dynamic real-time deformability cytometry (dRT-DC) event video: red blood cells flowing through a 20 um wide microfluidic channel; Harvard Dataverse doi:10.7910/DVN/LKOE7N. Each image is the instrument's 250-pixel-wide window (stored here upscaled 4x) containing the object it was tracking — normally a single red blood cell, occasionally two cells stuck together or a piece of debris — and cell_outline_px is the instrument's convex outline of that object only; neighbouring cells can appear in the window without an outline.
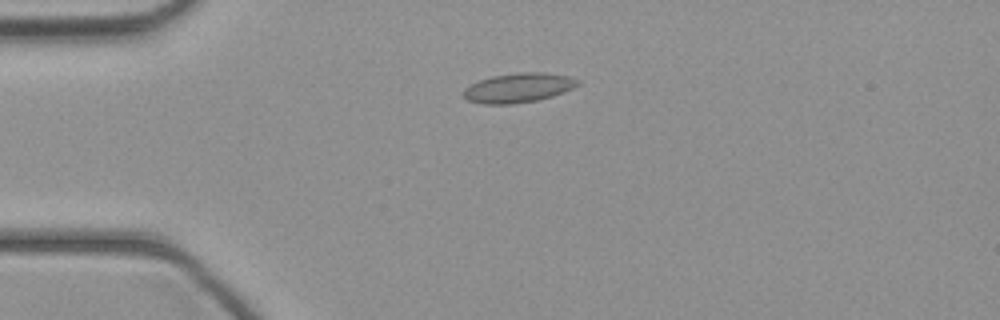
{"species": "common noctule bat (a hibernating species)", "species_latin": "Nyctalus noctula", "temperature_condition": "cold", "stored_images_in_passage": 36, "camera_frame_rate_fps": 3000, "um_per_image_px": 0.085, "animal": {"sex": "female", "body_mass_g": 21.9}, "frame": {"image": 1, "passage_image": 3, "time_ms": 0.667, "image_size_px": [1000, 320], "cell_outline_px": [[580, 84], [564, 92], [552, 96], [536, 100], [512, 104], [484, 104], [468, 100], [464, 96], [464, 88], [480, 80], [492, 76], [520, 72], [544, 72], [568, 76], [580, 80]], "centroid_in_image_um": [44.09, 7.46], "position_along_channel_um": 40.9, "area_um2": 19.48}}
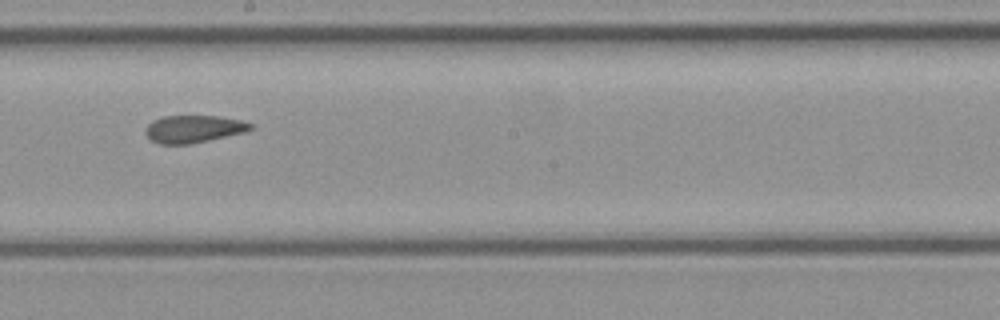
{"frame": {"image": 2, "passage_image": 17, "time_ms": 5.333, "image_size_px": [1000, 320], "cell_outline_px": [[252, 128], [244, 132], [192, 144], [160, 144], [152, 140], [144, 132], [148, 124], [152, 120], [164, 116], [220, 116], [240, 120], [252, 124]], "centroid_in_image_um": [16.43, 10.96], "position_along_channel_um": 231.8, "area_um2": 16.7}}
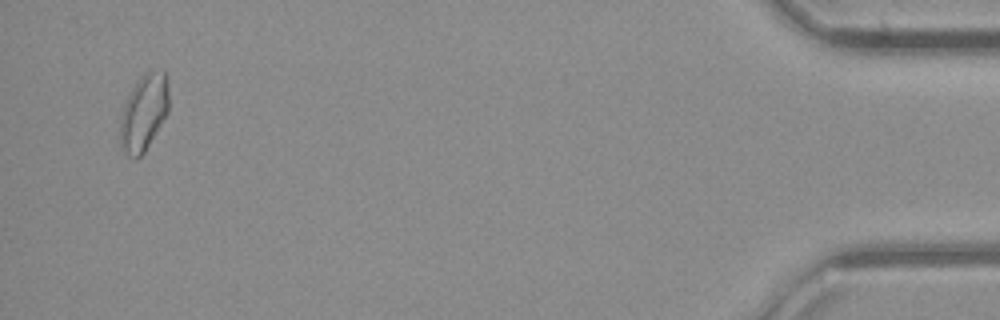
{"frame": {"image": 3, "passage_image": 35, "time_ms": 11.333, "image_size_px": [1000, 320], "cell_outline_px": [[168, 112], [144, 152], [136, 160], [128, 156], [120, 148], [120, 116], [124, 104], [132, 88], [140, 76], [144, 72], [164, 72], [168, 84]], "centroid_in_image_um": [12.19, 9.61], "position_along_channel_um": 423.0, "area_um2": 21.56}}